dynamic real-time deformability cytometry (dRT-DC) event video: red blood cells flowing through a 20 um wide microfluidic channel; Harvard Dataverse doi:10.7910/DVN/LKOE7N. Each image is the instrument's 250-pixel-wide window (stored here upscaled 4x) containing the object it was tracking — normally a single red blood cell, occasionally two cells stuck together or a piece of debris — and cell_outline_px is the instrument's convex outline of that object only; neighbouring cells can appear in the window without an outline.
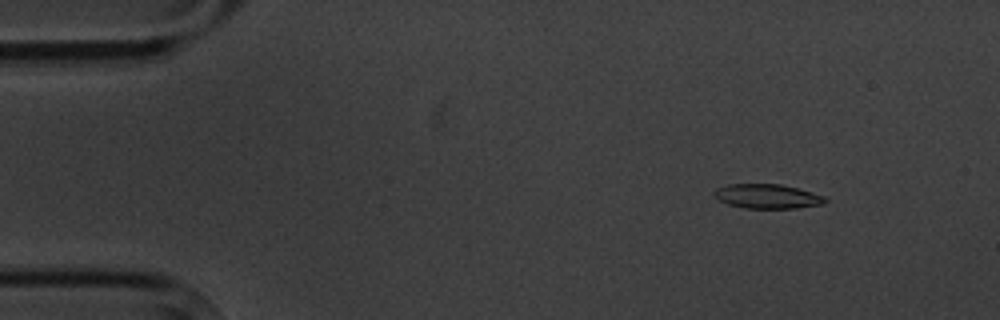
{"species": "common noctule bat (a hibernating species)", "species_latin": "Nyctalus noctula", "temperature_condition": "cold", "stored_images_in_passage": 4, "camera_frame_rate_fps": 3000, "um_per_image_px": 0.085, "animal": {"sex": "male", "body_mass_g": 20.1, "forearm_length_mm": 53.5}, "frame": {"image": 1, "passage_image": 2, "time_ms": 1.0, "image_size_px": [1000, 320], "cell_outline_px": [[828, 200], [824, 204], [796, 208], [744, 208], [728, 204], [712, 196], [712, 192], [716, 188], [728, 184], [780, 184], [812, 192], [824, 196]], "centroid_in_image_um": [65.2, 16.68], "position_along_channel_um": 19.8, "area_um2": 15.84}}